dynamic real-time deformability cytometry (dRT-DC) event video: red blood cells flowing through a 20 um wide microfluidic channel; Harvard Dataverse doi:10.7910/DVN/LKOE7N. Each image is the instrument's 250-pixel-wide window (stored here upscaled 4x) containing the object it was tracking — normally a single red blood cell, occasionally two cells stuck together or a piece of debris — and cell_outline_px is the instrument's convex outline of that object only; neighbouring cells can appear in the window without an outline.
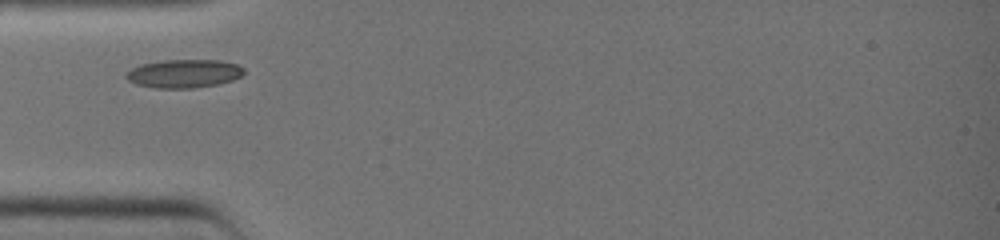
{"species": "common noctule bat (a hibernating species)", "species_latin": "Nyctalus noctula", "temperature_condition": "warm", "stored_images_in_passage": 4, "camera_frame_rate_fps": 3000, "um_per_image_px": 0.085, "animal": {"sex": "female", "body_mass_g": 19.0, "forearm_length_mm": 51.5}, "frame": {"image": 1, "passage_image": 1, "time_ms": 0.0, "image_size_px": [1000, 240], "cell_outline_px": [[244, 72], [240, 76], [232, 80], [216, 84], [192, 88], [156, 88], [136, 84], [128, 80], [124, 76], [124, 72], [140, 64], [164, 60], [220, 60], [236, 64], [244, 68]], "centroid_in_image_um": [15.59, 6.25], "position_along_channel_um": 69.4, "area_um2": 19.48}}